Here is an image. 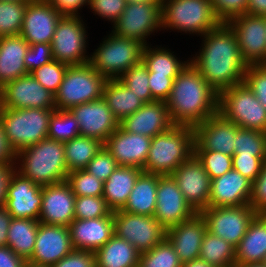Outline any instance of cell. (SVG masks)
I'll list each match as a JSON object with an SVG mask.
<instances>
[{
  "label": "cell",
  "instance_id": "cell-1",
  "mask_svg": "<svg viewBox=\"0 0 266 267\" xmlns=\"http://www.w3.org/2000/svg\"><path fill=\"white\" fill-rule=\"evenodd\" d=\"M202 48L190 59L206 82L219 94L242 83L247 65L241 57L238 41L226 23L203 36Z\"/></svg>",
  "mask_w": 266,
  "mask_h": 267
},
{
  "label": "cell",
  "instance_id": "cell-2",
  "mask_svg": "<svg viewBox=\"0 0 266 267\" xmlns=\"http://www.w3.org/2000/svg\"><path fill=\"white\" fill-rule=\"evenodd\" d=\"M166 104L174 125L194 127L218 113V93L189 61L174 79Z\"/></svg>",
  "mask_w": 266,
  "mask_h": 267
},
{
  "label": "cell",
  "instance_id": "cell-3",
  "mask_svg": "<svg viewBox=\"0 0 266 267\" xmlns=\"http://www.w3.org/2000/svg\"><path fill=\"white\" fill-rule=\"evenodd\" d=\"M16 170L35 184L47 186L67 180L64 143L49 138L20 150ZM22 161V162H21ZM18 168V169H17Z\"/></svg>",
  "mask_w": 266,
  "mask_h": 267
},
{
  "label": "cell",
  "instance_id": "cell-4",
  "mask_svg": "<svg viewBox=\"0 0 266 267\" xmlns=\"http://www.w3.org/2000/svg\"><path fill=\"white\" fill-rule=\"evenodd\" d=\"M194 153L193 127L173 125L151 139V146L143 172L171 175Z\"/></svg>",
  "mask_w": 266,
  "mask_h": 267
},
{
  "label": "cell",
  "instance_id": "cell-5",
  "mask_svg": "<svg viewBox=\"0 0 266 267\" xmlns=\"http://www.w3.org/2000/svg\"><path fill=\"white\" fill-rule=\"evenodd\" d=\"M54 110L0 107V122L6 139L16 154L47 138L49 119Z\"/></svg>",
  "mask_w": 266,
  "mask_h": 267
},
{
  "label": "cell",
  "instance_id": "cell-6",
  "mask_svg": "<svg viewBox=\"0 0 266 267\" xmlns=\"http://www.w3.org/2000/svg\"><path fill=\"white\" fill-rule=\"evenodd\" d=\"M162 28L203 36L222 23L210 0H167L161 7Z\"/></svg>",
  "mask_w": 266,
  "mask_h": 267
},
{
  "label": "cell",
  "instance_id": "cell-7",
  "mask_svg": "<svg viewBox=\"0 0 266 267\" xmlns=\"http://www.w3.org/2000/svg\"><path fill=\"white\" fill-rule=\"evenodd\" d=\"M144 44L119 37L113 32L90 56V64L107 80L118 79L132 66L142 61Z\"/></svg>",
  "mask_w": 266,
  "mask_h": 267
},
{
  "label": "cell",
  "instance_id": "cell-8",
  "mask_svg": "<svg viewBox=\"0 0 266 267\" xmlns=\"http://www.w3.org/2000/svg\"><path fill=\"white\" fill-rule=\"evenodd\" d=\"M106 81L90 63L68 66L55 94L56 109L69 110L73 106L101 99Z\"/></svg>",
  "mask_w": 266,
  "mask_h": 267
},
{
  "label": "cell",
  "instance_id": "cell-9",
  "mask_svg": "<svg viewBox=\"0 0 266 267\" xmlns=\"http://www.w3.org/2000/svg\"><path fill=\"white\" fill-rule=\"evenodd\" d=\"M218 113L241 128L266 133V108L244 82L218 94Z\"/></svg>",
  "mask_w": 266,
  "mask_h": 267
},
{
  "label": "cell",
  "instance_id": "cell-10",
  "mask_svg": "<svg viewBox=\"0 0 266 267\" xmlns=\"http://www.w3.org/2000/svg\"><path fill=\"white\" fill-rule=\"evenodd\" d=\"M114 234L129 242L141 254L166 239L167 230L154 216L113 211Z\"/></svg>",
  "mask_w": 266,
  "mask_h": 267
},
{
  "label": "cell",
  "instance_id": "cell-11",
  "mask_svg": "<svg viewBox=\"0 0 266 267\" xmlns=\"http://www.w3.org/2000/svg\"><path fill=\"white\" fill-rule=\"evenodd\" d=\"M200 214L204 217L208 232L224 239L236 248L257 212L250 204H247L207 207Z\"/></svg>",
  "mask_w": 266,
  "mask_h": 267
},
{
  "label": "cell",
  "instance_id": "cell-12",
  "mask_svg": "<svg viewBox=\"0 0 266 267\" xmlns=\"http://www.w3.org/2000/svg\"><path fill=\"white\" fill-rule=\"evenodd\" d=\"M80 16H62L51 43L54 60L69 66L90 62L86 51V30Z\"/></svg>",
  "mask_w": 266,
  "mask_h": 267
},
{
  "label": "cell",
  "instance_id": "cell-13",
  "mask_svg": "<svg viewBox=\"0 0 266 267\" xmlns=\"http://www.w3.org/2000/svg\"><path fill=\"white\" fill-rule=\"evenodd\" d=\"M113 25L111 32L117 36L140 41L146 46L145 39L162 28L161 7L153 1L127 3Z\"/></svg>",
  "mask_w": 266,
  "mask_h": 267
},
{
  "label": "cell",
  "instance_id": "cell-14",
  "mask_svg": "<svg viewBox=\"0 0 266 267\" xmlns=\"http://www.w3.org/2000/svg\"><path fill=\"white\" fill-rule=\"evenodd\" d=\"M226 24L236 35L245 64L266 65L265 17L245 13L232 18Z\"/></svg>",
  "mask_w": 266,
  "mask_h": 267
},
{
  "label": "cell",
  "instance_id": "cell-15",
  "mask_svg": "<svg viewBox=\"0 0 266 267\" xmlns=\"http://www.w3.org/2000/svg\"><path fill=\"white\" fill-rule=\"evenodd\" d=\"M0 107L56 109L55 95L26 74L0 88Z\"/></svg>",
  "mask_w": 266,
  "mask_h": 267
},
{
  "label": "cell",
  "instance_id": "cell-16",
  "mask_svg": "<svg viewBox=\"0 0 266 267\" xmlns=\"http://www.w3.org/2000/svg\"><path fill=\"white\" fill-rule=\"evenodd\" d=\"M171 175L176 180L186 202L196 213L208 207L211 178L194 153Z\"/></svg>",
  "mask_w": 266,
  "mask_h": 267
},
{
  "label": "cell",
  "instance_id": "cell-17",
  "mask_svg": "<svg viewBox=\"0 0 266 267\" xmlns=\"http://www.w3.org/2000/svg\"><path fill=\"white\" fill-rule=\"evenodd\" d=\"M41 206L42 186L15 169L8 182L4 207L12 218L39 220Z\"/></svg>",
  "mask_w": 266,
  "mask_h": 267
},
{
  "label": "cell",
  "instance_id": "cell-18",
  "mask_svg": "<svg viewBox=\"0 0 266 267\" xmlns=\"http://www.w3.org/2000/svg\"><path fill=\"white\" fill-rule=\"evenodd\" d=\"M195 213L186 202L172 175H159L154 212V217L158 222L167 230L188 220Z\"/></svg>",
  "mask_w": 266,
  "mask_h": 267
},
{
  "label": "cell",
  "instance_id": "cell-19",
  "mask_svg": "<svg viewBox=\"0 0 266 267\" xmlns=\"http://www.w3.org/2000/svg\"><path fill=\"white\" fill-rule=\"evenodd\" d=\"M79 123L80 136L94 138L103 144L119 127L106 101L101 98L69 109Z\"/></svg>",
  "mask_w": 266,
  "mask_h": 267
},
{
  "label": "cell",
  "instance_id": "cell-20",
  "mask_svg": "<svg viewBox=\"0 0 266 267\" xmlns=\"http://www.w3.org/2000/svg\"><path fill=\"white\" fill-rule=\"evenodd\" d=\"M62 15L47 0H32L27 4L20 36L29 45L51 44Z\"/></svg>",
  "mask_w": 266,
  "mask_h": 267
},
{
  "label": "cell",
  "instance_id": "cell-21",
  "mask_svg": "<svg viewBox=\"0 0 266 267\" xmlns=\"http://www.w3.org/2000/svg\"><path fill=\"white\" fill-rule=\"evenodd\" d=\"M194 150H210L229 156L234 154L237 125L219 113L193 127Z\"/></svg>",
  "mask_w": 266,
  "mask_h": 267
},
{
  "label": "cell",
  "instance_id": "cell-22",
  "mask_svg": "<svg viewBox=\"0 0 266 267\" xmlns=\"http://www.w3.org/2000/svg\"><path fill=\"white\" fill-rule=\"evenodd\" d=\"M75 198L67 181L42 186L39 223L69 227L75 219Z\"/></svg>",
  "mask_w": 266,
  "mask_h": 267
},
{
  "label": "cell",
  "instance_id": "cell-23",
  "mask_svg": "<svg viewBox=\"0 0 266 267\" xmlns=\"http://www.w3.org/2000/svg\"><path fill=\"white\" fill-rule=\"evenodd\" d=\"M74 250L69 227L39 223L31 262L53 266Z\"/></svg>",
  "mask_w": 266,
  "mask_h": 267
},
{
  "label": "cell",
  "instance_id": "cell-24",
  "mask_svg": "<svg viewBox=\"0 0 266 267\" xmlns=\"http://www.w3.org/2000/svg\"><path fill=\"white\" fill-rule=\"evenodd\" d=\"M151 137L124 131L120 126L103 146L116 160L118 166L143 169L151 146Z\"/></svg>",
  "mask_w": 266,
  "mask_h": 267
},
{
  "label": "cell",
  "instance_id": "cell-25",
  "mask_svg": "<svg viewBox=\"0 0 266 267\" xmlns=\"http://www.w3.org/2000/svg\"><path fill=\"white\" fill-rule=\"evenodd\" d=\"M207 225L200 213L188 220L167 229L166 239L171 243L180 262L186 263L198 259Z\"/></svg>",
  "mask_w": 266,
  "mask_h": 267
},
{
  "label": "cell",
  "instance_id": "cell-26",
  "mask_svg": "<svg viewBox=\"0 0 266 267\" xmlns=\"http://www.w3.org/2000/svg\"><path fill=\"white\" fill-rule=\"evenodd\" d=\"M166 101L145 103L135 113L119 122L126 132L153 138L173 126Z\"/></svg>",
  "mask_w": 266,
  "mask_h": 267
},
{
  "label": "cell",
  "instance_id": "cell-27",
  "mask_svg": "<svg viewBox=\"0 0 266 267\" xmlns=\"http://www.w3.org/2000/svg\"><path fill=\"white\" fill-rule=\"evenodd\" d=\"M252 182L232 169L211 180L208 207L242 206L250 204Z\"/></svg>",
  "mask_w": 266,
  "mask_h": 267
},
{
  "label": "cell",
  "instance_id": "cell-28",
  "mask_svg": "<svg viewBox=\"0 0 266 267\" xmlns=\"http://www.w3.org/2000/svg\"><path fill=\"white\" fill-rule=\"evenodd\" d=\"M74 250L96 252L114 235L113 212L96 219H74L69 225Z\"/></svg>",
  "mask_w": 266,
  "mask_h": 267
},
{
  "label": "cell",
  "instance_id": "cell-29",
  "mask_svg": "<svg viewBox=\"0 0 266 267\" xmlns=\"http://www.w3.org/2000/svg\"><path fill=\"white\" fill-rule=\"evenodd\" d=\"M28 49L29 44L20 35L0 37V88L29 74L24 63Z\"/></svg>",
  "mask_w": 266,
  "mask_h": 267
},
{
  "label": "cell",
  "instance_id": "cell-30",
  "mask_svg": "<svg viewBox=\"0 0 266 267\" xmlns=\"http://www.w3.org/2000/svg\"><path fill=\"white\" fill-rule=\"evenodd\" d=\"M266 257V214H257L235 248V264L263 263Z\"/></svg>",
  "mask_w": 266,
  "mask_h": 267
},
{
  "label": "cell",
  "instance_id": "cell-31",
  "mask_svg": "<svg viewBox=\"0 0 266 267\" xmlns=\"http://www.w3.org/2000/svg\"><path fill=\"white\" fill-rule=\"evenodd\" d=\"M141 168L118 166L104 182L103 198L112 211L122 210L127 202Z\"/></svg>",
  "mask_w": 266,
  "mask_h": 267
},
{
  "label": "cell",
  "instance_id": "cell-32",
  "mask_svg": "<svg viewBox=\"0 0 266 267\" xmlns=\"http://www.w3.org/2000/svg\"><path fill=\"white\" fill-rule=\"evenodd\" d=\"M159 175L142 172L122 209L133 214L154 216Z\"/></svg>",
  "mask_w": 266,
  "mask_h": 267
},
{
  "label": "cell",
  "instance_id": "cell-33",
  "mask_svg": "<svg viewBox=\"0 0 266 267\" xmlns=\"http://www.w3.org/2000/svg\"><path fill=\"white\" fill-rule=\"evenodd\" d=\"M140 253L115 234L95 252L96 267H139Z\"/></svg>",
  "mask_w": 266,
  "mask_h": 267
},
{
  "label": "cell",
  "instance_id": "cell-34",
  "mask_svg": "<svg viewBox=\"0 0 266 267\" xmlns=\"http://www.w3.org/2000/svg\"><path fill=\"white\" fill-rule=\"evenodd\" d=\"M102 98L119 122L145 104L118 79H110L105 82Z\"/></svg>",
  "mask_w": 266,
  "mask_h": 267
},
{
  "label": "cell",
  "instance_id": "cell-35",
  "mask_svg": "<svg viewBox=\"0 0 266 267\" xmlns=\"http://www.w3.org/2000/svg\"><path fill=\"white\" fill-rule=\"evenodd\" d=\"M39 220L12 218L8 229L7 246L28 260L34 251Z\"/></svg>",
  "mask_w": 266,
  "mask_h": 267
},
{
  "label": "cell",
  "instance_id": "cell-36",
  "mask_svg": "<svg viewBox=\"0 0 266 267\" xmlns=\"http://www.w3.org/2000/svg\"><path fill=\"white\" fill-rule=\"evenodd\" d=\"M102 147L101 141L84 136H78L64 142L68 173L85 169Z\"/></svg>",
  "mask_w": 266,
  "mask_h": 267
},
{
  "label": "cell",
  "instance_id": "cell-37",
  "mask_svg": "<svg viewBox=\"0 0 266 267\" xmlns=\"http://www.w3.org/2000/svg\"><path fill=\"white\" fill-rule=\"evenodd\" d=\"M199 258L213 267H229L235 265V247L224 239L206 231Z\"/></svg>",
  "mask_w": 266,
  "mask_h": 267
},
{
  "label": "cell",
  "instance_id": "cell-38",
  "mask_svg": "<svg viewBox=\"0 0 266 267\" xmlns=\"http://www.w3.org/2000/svg\"><path fill=\"white\" fill-rule=\"evenodd\" d=\"M142 61L147 66L149 73L161 75H178L189 63L181 62L172 52L166 48H151L147 44L144 46Z\"/></svg>",
  "mask_w": 266,
  "mask_h": 267
},
{
  "label": "cell",
  "instance_id": "cell-39",
  "mask_svg": "<svg viewBox=\"0 0 266 267\" xmlns=\"http://www.w3.org/2000/svg\"><path fill=\"white\" fill-rule=\"evenodd\" d=\"M80 136L79 123L69 110L55 109L49 119L47 138L67 142Z\"/></svg>",
  "mask_w": 266,
  "mask_h": 267
},
{
  "label": "cell",
  "instance_id": "cell-40",
  "mask_svg": "<svg viewBox=\"0 0 266 267\" xmlns=\"http://www.w3.org/2000/svg\"><path fill=\"white\" fill-rule=\"evenodd\" d=\"M233 155L266 158V133L237 126Z\"/></svg>",
  "mask_w": 266,
  "mask_h": 267
},
{
  "label": "cell",
  "instance_id": "cell-41",
  "mask_svg": "<svg viewBox=\"0 0 266 267\" xmlns=\"http://www.w3.org/2000/svg\"><path fill=\"white\" fill-rule=\"evenodd\" d=\"M28 3L0 0V37L20 35Z\"/></svg>",
  "mask_w": 266,
  "mask_h": 267
},
{
  "label": "cell",
  "instance_id": "cell-42",
  "mask_svg": "<svg viewBox=\"0 0 266 267\" xmlns=\"http://www.w3.org/2000/svg\"><path fill=\"white\" fill-rule=\"evenodd\" d=\"M118 80L123 83L131 92H134L144 103L156 101L151 94L149 87V72L147 66L140 61L132 66Z\"/></svg>",
  "mask_w": 266,
  "mask_h": 267
},
{
  "label": "cell",
  "instance_id": "cell-43",
  "mask_svg": "<svg viewBox=\"0 0 266 267\" xmlns=\"http://www.w3.org/2000/svg\"><path fill=\"white\" fill-rule=\"evenodd\" d=\"M139 267H182V263L171 243L165 239L139 255Z\"/></svg>",
  "mask_w": 266,
  "mask_h": 267
},
{
  "label": "cell",
  "instance_id": "cell-44",
  "mask_svg": "<svg viewBox=\"0 0 266 267\" xmlns=\"http://www.w3.org/2000/svg\"><path fill=\"white\" fill-rule=\"evenodd\" d=\"M68 66L65 63L53 59L48 64L34 69L29 74L45 89L55 95L63 81Z\"/></svg>",
  "mask_w": 266,
  "mask_h": 267
},
{
  "label": "cell",
  "instance_id": "cell-45",
  "mask_svg": "<svg viewBox=\"0 0 266 267\" xmlns=\"http://www.w3.org/2000/svg\"><path fill=\"white\" fill-rule=\"evenodd\" d=\"M66 181L75 196H103L104 182L84 169L69 172Z\"/></svg>",
  "mask_w": 266,
  "mask_h": 267
},
{
  "label": "cell",
  "instance_id": "cell-46",
  "mask_svg": "<svg viewBox=\"0 0 266 267\" xmlns=\"http://www.w3.org/2000/svg\"><path fill=\"white\" fill-rule=\"evenodd\" d=\"M112 212L103 196H76L75 198V219L102 218Z\"/></svg>",
  "mask_w": 266,
  "mask_h": 267
},
{
  "label": "cell",
  "instance_id": "cell-47",
  "mask_svg": "<svg viewBox=\"0 0 266 267\" xmlns=\"http://www.w3.org/2000/svg\"><path fill=\"white\" fill-rule=\"evenodd\" d=\"M194 154L201 161L211 180L233 169L232 156L210 150H194Z\"/></svg>",
  "mask_w": 266,
  "mask_h": 267
},
{
  "label": "cell",
  "instance_id": "cell-48",
  "mask_svg": "<svg viewBox=\"0 0 266 267\" xmlns=\"http://www.w3.org/2000/svg\"><path fill=\"white\" fill-rule=\"evenodd\" d=\"M243 82L266 108V65L247 66Z\"/></svg>",
  "mask_w": 266,
  "mask_h": 267
},
{
  "label": "cell",
  "instance_id": "cell-49",
  "mask_svg": "<svg viewBox=\"0 0 266 267\" xmlns=\"http://www.w3.org/2000/svg\"><path fill=\"white\" fill-rule=\"evenodd\" d=\"M117 167L116 160L103 146L84 170L105 182Z\"/></svg>",
  "mask_w": 266,
  "mask_h": 267
},
{
  "label": "cell",
  "instance_id": "cell-50",
  "mask_svg": "<svg viewBox=\"0 0 266 267\" xmlns=\"http://www.w3.org/2000/svg\"><path fill=\"white\" fill-rule=\"evenodd\" d=\"M266 158L255 156H232L233 169L238 171L242 176L249 179L252 183L258 178Z\"/></svg>",
  "mask_w": 266,
  "mask_h": 267
},
{
  "label": "cell",
  "instance_id": "cell-51",
  "mask_svg": "<svg viewBox=\"0 0 266 267\" xmlns=\"http://www.w3.org/2000/svg\"><path fill=\"white\" fill-rule=\"evenodd\" d=\"M54 59L52 46L48 43H37L29 45L27 54L24 57L25 68L30 73Z\"/></svg>",
  "mask_w": 266,
  "mask_h": 267
},
{
  "label": "cell",
  "instance_id": "cell-52",
  "mask_svg": "<svg viewBox=\"0 0 266 267\" xmlns=\"http://www.w3.org/2000/svg\"><path fill=\"white\" fill-rule=\"evenodd\" d=\"M221 23L246 13L248 0H210Z\"/></svg>",
  "mask_w": 266,
  "mask_h": 267
},
{
  "label": "cell",
  "instance_id": "cell-53",
  "mask_svg": "<svg viewBox=\"0 0 266 267\" xmlns=\"http://www.w3.org/2000/svg\"><path fill=\"white\" fill-rule=\"evenodd\" d=\"M90 8L95 14L102 18H107L112 23H115L121 16L125 7L126 0H90Z\"/></svg>",
  "mask_w": 266,
  "mask_h": 267
},
{
  "label": "cell",
  "instance_id": "cell-54",
  "mask_svg": "<svg viewBox=\"0 0 266 267\" xmlns=\"http://www.w3.org/2000/svg\"><path fill=\"white\" fill-rule=\"evenodd\" d=\"M177 75H161L149 73V87L156 101H166L171 93L174 79Z\"/></svg>",
  "mask_w": 266,
  "mask_h": 267
},
{
  "label": "cell",
  "instance_id": "cell-55",
  "mask_svg": "<svg viewBox=\"0 0 266 267\" xmlns=\"http://www.w3.org/2000/svg\"><path fill=\"white\" fill-rule=\"evenodd\" d=\"M250 205L257 214H266V162L258 178L252 183Z\"/></svg>",
  "mask_w": 266,
  "mask_h": 267
},
{
  "label": "cell",
  "instance_id": "cell-56",
  "mask_svg": "<svg viewBox=\"0 0 266 267\" xmlns=\"http://www.w3.org/2000/svg\"><path fill=\"white\" fill-rule=\"evenodd\" d=\"M52 267H96L95 253L92 251L73 250Z\"/></svg>",
  "mask_w": 266,
  "mask_h": 267
},
{
  "label": "cell",
  "instance_id": "cell-57",
  "mask_svg": "<svg viewBox=\"0 0 266 267\" xmlns=\"http://www.w3.org/2000/svg\"><path fill=\"white\" fill-rule=\"evenodd\" d=\"M62 16H79L78 9L90 0H47Z\"/></svg>",
  "mask_w": 266,
  "mask_h": 267
},
{
  "label": "cell",
  "instance_id": "cell-58",
  "mask_svg": "<svg viewBox=\"0 0 266 267\" xmlns=\"http://www.w3.org/2000/svg\"><path fill=\"white\" fill-rule=\"evenodd\" d=\"M26 259L17 255L9 246H0V267H24Z\"/></svg>",
  "mask_w": 266,
  "mask_h": 267
},
{
  "label": "cell",
  "instance_id": "cell-59",
  "mask_svg": "<svg viewBox=\"0 0 266 267\" xmlns=\"http://www.w3.org/2000/svg\"><path fill=\"white\" fill-rule=\"evenodd\" d=\"M16 153L6 139L4 128L0 122V164H15Z\"/></svg>",
  "mask_w": 266,
  "mask_h": 267
},
{
  "label": "cell",
  "instance_id": "cell-60",
  "mask_svg": "<svg viewBox=\"0 0 266 267\" xmlns=\"http://www.w3.org/2000/svg\"><path fill=\"white\" fill-rule=\"evenodd\" d=\"M16 164H0V207L4 206L9 179Z\"/></svg>",
  "mask_w": 266,
  "mask_h": 267
},
{
  "label": "cell",
  "instance_id": "cell-61",
  "mask_svg": "<svg viewBox=\"0 0 266 267\" xmlns=\"http://www.w3.org/2000/svg\"><path fill=\"white\" fill-rule=\"evenodd\" d=\"M11 221L12 216L7 209L4 206L0 207V246H7V233Z\"/></svg>",
  "mask_w": 266,
  "mask_h": 267
},
{
  "label": "cell",
  "instance_id": "cell-62",
  "mask_svg": "<svg viewBox=\"0 0 266 267\" xmlns=\"http://www.w3.org/2000/svg\"><path fill=\"white\" fill-rule=\"evenodd\" d=\"M246 13L265 17L266 0H248Z\"/></svg>",
  "mask_w": 266,
  "mask_h": 267
},
{
  "label": "cell",
  "instance_id": "cell-63",
  "mask_svg": "<svg viewBox=\"0 0 266 267\" xmlns=\"http://www.w3.org/2000/svg\"><path fill=\"white\" fill-rule=\"evenodd\" d=\"M182 267H213L200 258L182 264Z\"/></svg>",
  "mask_w": 266,
  "mask_h": 267
},
{
  "label": "cell",
  "instance_id": "cell-64",
  "mask_svg": "<svg viewBox=\"0 0 266 267\" xmlns=\"http://www.w3.org/2000/svg\"><path fill=\"white\" fill-rule=\"evenodd\" d=\"M238 267H266L264 263L235 264Z\"/></svg>",
  "mask_w": 266,
  "mask_h": 267
},
{
  "label": "cell",
  "instance_id": "cell-65",
  "mask_svg": "<svg viewBox=\"0 0 266 267\" xmlns=\"http://www.w3.org/2000/svg\"><path fill=\"white\" fill-rule=\"evenodd\" d=\"M24 267H52V266L38 264V263H34V262L27 260Z\"/></svg>",
  "mask_w": 266,
  "mask_h": 267
},
{
  "label": "cell",
  "instance_id": "cell-66",
  "mask_svg": "<svg viewBox=\"0 0 266 267\" xmlns=\"http://www.w3.org/2000/svg\"><path fill=\"white\" fill-rule=\"evenodd\" d=\"M153 2H156L160 7H162L167 0H151Z\"/></svg>",
  "mask_w": 266,
  "mask_h": 267
},
{
  "label": "cell",
  "instance_id": "cell-67",
  "mask_svg": "<svg viewBox=\"0 0 266 267\" xmlns=\"http://www.w3.org/2000/svg\"><path fill=\"white\" fill-rule=\"evenodd\" d=\"M127 3H133V2H148V1H151V0H126Z\"/></svg>",
  "mask_w": 266,
  "mask_h": 267
},
{
  "label": "cell",
  "instance_id": "cell-68",
  "mask_svg": "<svg viewBox=\"0 0 266 267\" xmlns=\"http://www.w3.org/2000/svg\"><path fill=\"white\" fill-rule=\"evenodd\" d=\"M4 1L30 2L32 0H4Z\"/></svg>",
  "mask_w": 266,
  "mask_h": 267
}]
</instances>
